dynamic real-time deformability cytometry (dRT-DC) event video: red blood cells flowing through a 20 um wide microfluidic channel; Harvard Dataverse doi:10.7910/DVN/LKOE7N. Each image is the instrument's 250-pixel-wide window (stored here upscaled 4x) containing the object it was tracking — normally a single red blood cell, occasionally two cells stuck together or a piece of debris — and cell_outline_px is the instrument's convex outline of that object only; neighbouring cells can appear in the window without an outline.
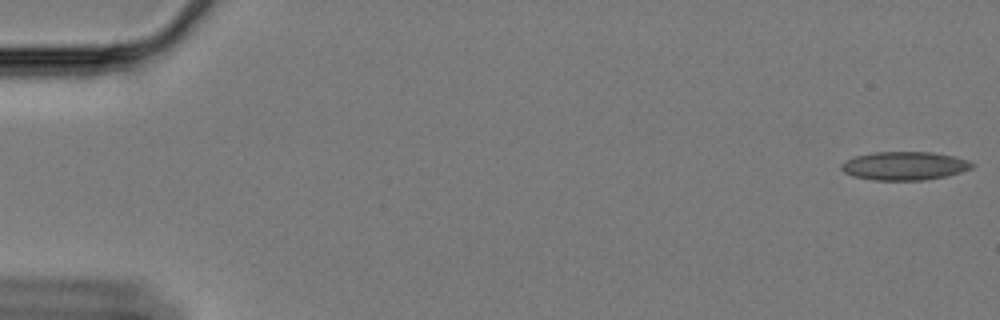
{"species": "Egyptian fruit bat (a non-hibernating species)", "species_latin": "Rousettus aegyptiacus", "temperature_condition": "cold", "stored_images_in_passage": 60, "camera_frame_rate_fps": 3000, "um_per_image_px": 0.085, "animal": {"sex": "female"}, "frame": {"image": 1, "passage_image": 1, "time_ms": 0.0, "image_size_px": [1000, 320], "cell_outline_px": [[976, 164], [972, 168], [948, 176], [924, 180], [872, 180], [852, 176], [844, 172], [840, 168], [840, 164], [844, 160], [856, 156], [876, 152], [932, 152], [952, 156], [968, 160]], "centroid_in_image_um": [76.87, 14.1], "position_along_channel_um": 8.1, "area_um2": 21.79}}
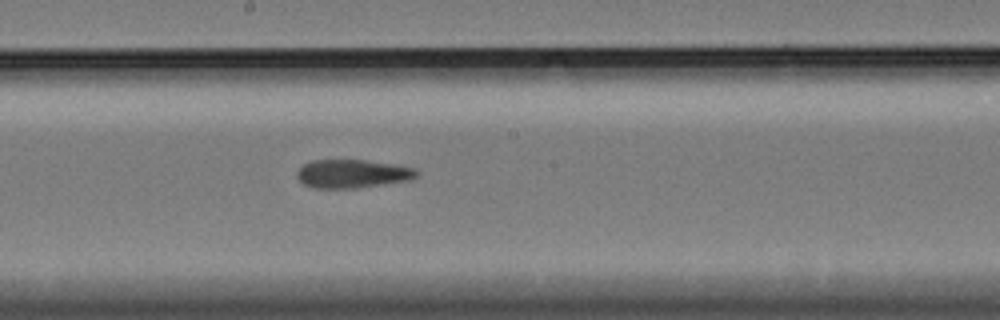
{"frame": {"image": 2, "passage_image": 33, "time_ms": 10.667, "image_size_px": [1000, 320], "cell_outline_px": [[420, 172], [412, 180], [356, 188], [316, 188], [304, 184], [296, 176], [296, 172], [304, 164], [312, 160], [364, 160], [396, 164], [416, 168]], "centroid_in_image_um": [30.0, 14.76], "position_along_channel_um": 218.2, "area_um2": 19.94}}
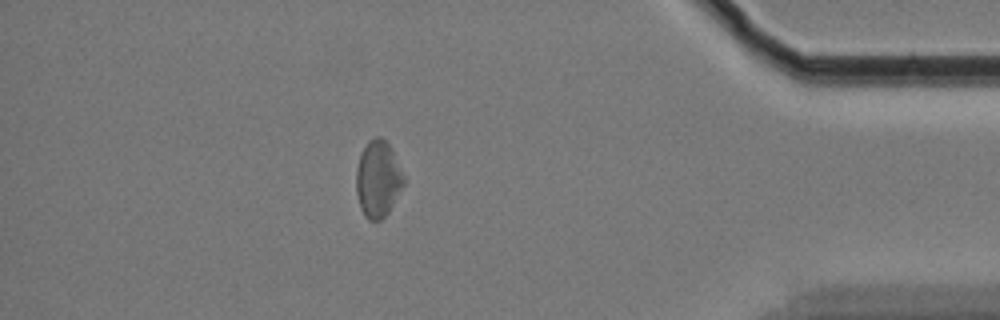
{"frame": {"image": 3, "passage_image": 53, "time_ms": 17.333, "image_size_px": [1000, 320], "cell_outline_px": [[404, 184], [388, 212], [380, 220], [368, 220], [364, 216], [360, 208], [356, 192], [356, 168], [360, 156], [368, 140], [376, 136], [380, 136], [388, 144], [404, 176]], "centroid_in_image_um": [32.1, 15.23], "position_along_channel_um": 403.1, "area_um2": 20.92}, "authors_computed_cell_mechanics": {"area_um2": 21.1837, "velocity_mm_per_s": 3.3218, "shape_relaxation_time_tau1_ms": null, "shape_relaxation_time_tau2_ms": 3.6331, "deformation_change_tau1": null, "deformation_change_tau2": 0.1007}}